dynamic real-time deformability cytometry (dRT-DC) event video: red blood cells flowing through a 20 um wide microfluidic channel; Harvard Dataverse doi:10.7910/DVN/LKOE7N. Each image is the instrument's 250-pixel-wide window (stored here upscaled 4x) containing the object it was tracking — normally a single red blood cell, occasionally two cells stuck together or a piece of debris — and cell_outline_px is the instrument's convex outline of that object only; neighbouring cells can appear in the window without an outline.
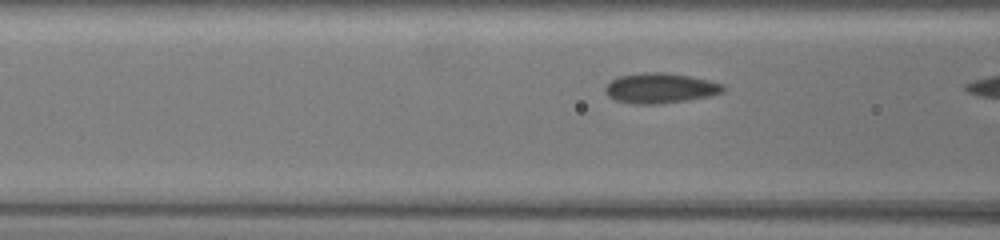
{"species": "common noctule bat (a hibernating species)", "species_latin": "Nyctalus noctula", "temperature_condition": "warm", "stored_images_in_passage": 14, "camera_frame_rate_fps": 3000, "um_per_image_px": 0.085, "animal": {"sex": "female", "body_mass_g": 19.5, "forearm_length_mm": 54.1}, "frame": {"image": 1, "passage_image": 12, "time_ms": 3.667, "image_size_px": [1000, 240], "cell_outline_px": [[724, 92], [708, 96], [660, 104], [636, 104], [616, 100], [608, 96], [604, 88], [612, 80], [620, 76], [644, 72], [664, 72], [688, 76], [708, 80], [724, 84]], "centroid_in_image_um": [56.12, 7.49], "position_along_channel_um": 110.5, "area_um2": 20.46}}